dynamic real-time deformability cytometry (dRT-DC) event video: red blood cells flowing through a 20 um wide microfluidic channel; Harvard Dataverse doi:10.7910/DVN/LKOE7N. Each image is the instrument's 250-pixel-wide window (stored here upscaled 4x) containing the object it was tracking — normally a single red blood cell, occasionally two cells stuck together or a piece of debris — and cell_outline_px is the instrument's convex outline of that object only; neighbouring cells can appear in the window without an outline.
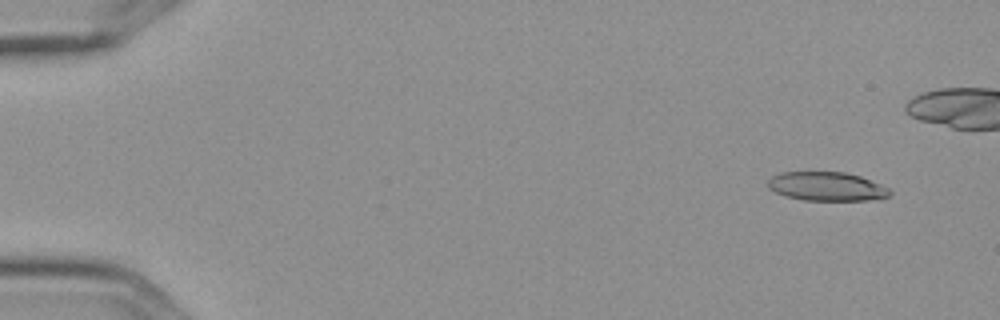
{"species": "Egyptian fruit bat (a non-hibernating species)", "species_latin": "Rousettus aegyptiacus", "temperature_condition": "cold", "stored_images_in_passage": 6, "camera_frame_rate_fps": 3000, "um_per_image_px": 0.085, "frame": {"image": 1, "passage_image": 2, "time_ms": 0.333, "image_size_px": [1000, 320], "cell_outline_px": [[892, 192], [884, 200], [804, 200], [788, 196], [776, 192], [768, 188], [768, 180], [772, 176], [780, 172], [844, 172], [860, 176], [892, 188]], "centroid_in_image_um": [70.35, 15.85], "position_along_channel_um": 14.7, "area_um2": 20.69}}